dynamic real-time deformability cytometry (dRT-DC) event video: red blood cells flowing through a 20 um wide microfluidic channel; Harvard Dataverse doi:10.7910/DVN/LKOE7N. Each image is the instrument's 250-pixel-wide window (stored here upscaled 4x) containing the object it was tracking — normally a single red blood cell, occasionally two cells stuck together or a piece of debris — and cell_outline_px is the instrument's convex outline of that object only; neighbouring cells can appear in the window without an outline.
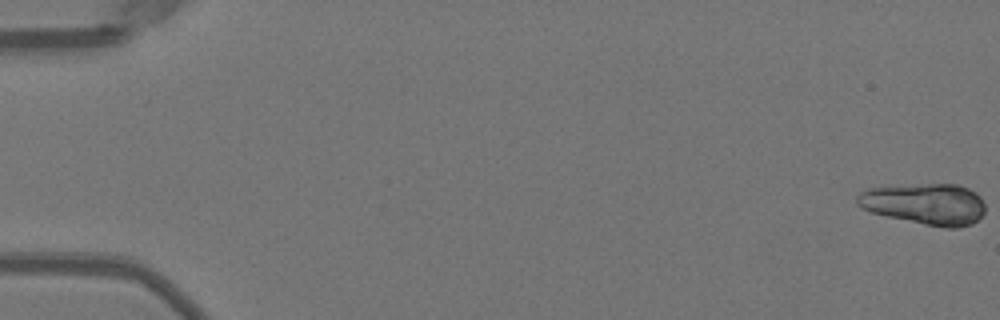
{"species": "Egyptian fruit bat (a non-hibernating species)", "species_latin": "Rousettus aegyptiacus", "temperature_condition": "warm", "stored_images_in_passage": 45, "camera_frame_rate_fps": 3000, "um_per_image_px": 0.085, "animal": {"sex": "female"}, "frame": {"image": 1, "passage_image": 1, "time_ms": 0.0, "image_size_px": [1000, 320], "cell_outline_px": [[984, 212], [972, 224], [956, 228], [944, 228], [888, 216], [872, 212], [856, 204], [856, 196], [860, 192], [868, 188], [928, 184], [956, 184], [968, 188], [976, 192], [980, 196], [984, 204]], "centroid_in_image_um": [78.65, 17.33], "position_along_channel_um": 6.4, "area_um2": 30.46}, "authors_computed_cell_mechanics": {"area_um2": 19.1318, "velocity_mm_per_s": 3.9919, "shape_relaxation_time_tau1_ms": 8.2262, "shape_relaxation_time_tau2_ms": null, "deformation_change_tau1": 0.2191, "deformation_change_tau2": null}}